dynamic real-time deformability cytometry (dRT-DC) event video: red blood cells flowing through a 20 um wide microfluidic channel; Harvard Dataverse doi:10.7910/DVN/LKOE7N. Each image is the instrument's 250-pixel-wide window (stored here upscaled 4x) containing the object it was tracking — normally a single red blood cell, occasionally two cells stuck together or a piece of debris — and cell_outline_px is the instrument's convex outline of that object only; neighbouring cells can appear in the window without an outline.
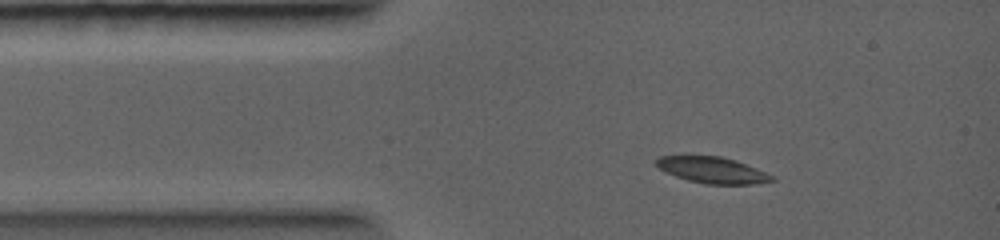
{"species": "common noctule bat (a hibernating species)", "species_latin": "Nyctalus noctula", "temperature_condition": "warm", "stored_images_in_passage": 8, "camera_frame_rate_fps": 5000, "um_per_image_px": 0.085, "animal": {"sex": "female", "body_mass_g": 19.0, "forearm_length_mm": 56.7}, "frame": {"image": 1, "passage_image": 2, "time_ms": 0.6, "image_size_px": [1000, 240], "cell_outline_px": [[776, 180], [752, 184], [704, 184], [688, 180], [676, 176], [652, 164], [660, 156], [684, 152], [720, 156], [736, 160], [776, 176]], "centroid_in_image_um": [60.48, 14.39], "position_along_channel_um": 24.5, "area_um2": 18.5}}
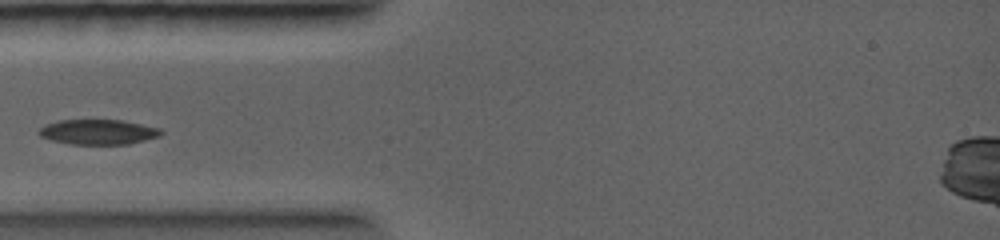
{"frame": {"image": 2, "passage_image": 5, "time_ms": 2.2, "image_size_px": [1000, 240], "cell_outline_px": [[164, 132], [160, 136], [128, 144], [72, 144], [52, 140], [40, 136], [36, 132], [44, 124], [60, 120], [120, 120], [160, 128]], "centroid_in_image_um": [8.32, 11.21], "position_along_channel_um": 76.7, "area_um2": 17.74}}
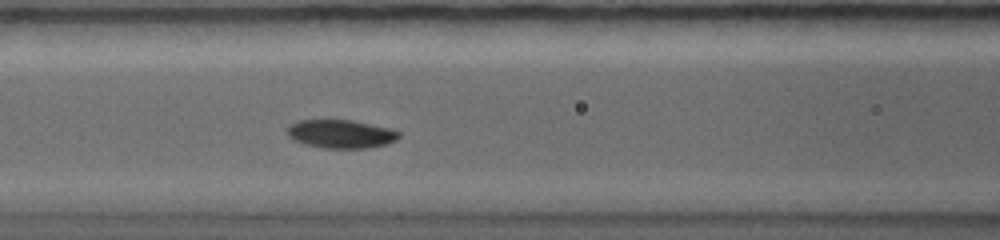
{"frame": {"image": 3, "passage_image": 7, "time_ms": 3.4, "image_size_px": [1000, 240], "cell_outline_px": [[400, 136], [396, 140], [388, 144], [368, 148], [324, 148], [304, 144], [292, 140], [288, 136], [288, 124], [296, 120], [352, 120], [392, 128], [400, 132]], "centroid_in_image_um": [28.98, 11.38], "position_along_channel_um": 137.6, "area_um2": 18.79}}